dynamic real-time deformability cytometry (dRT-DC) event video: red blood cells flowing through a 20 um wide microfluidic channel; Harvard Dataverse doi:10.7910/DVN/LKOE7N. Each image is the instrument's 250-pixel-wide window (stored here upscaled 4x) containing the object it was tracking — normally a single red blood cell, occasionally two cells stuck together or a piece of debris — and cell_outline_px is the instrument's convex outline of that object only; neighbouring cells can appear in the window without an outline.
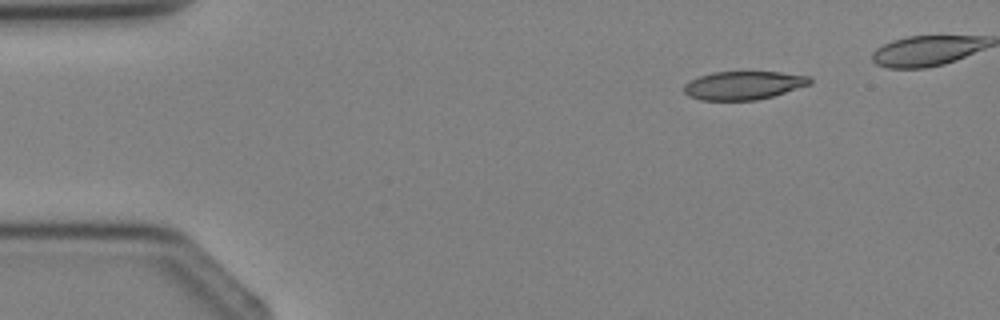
{"species": "Egyptian fruit bat (a non-hibernating species)", "species_latin": "Rousettus aegyptiacus", "temperature_condition": "cold", "stored_images_in_passage": 2, "camera_frame_rate_fps": 3000, "um_per_image_px": 0.085, "animal": {"sex": "female"}, "frame": {"image": 1, "passage_image": 1, "time_ms": 0.0, "image_size_px": [1000, 320], "cell_outline_px": [[812, 84], [772, 96], [756, 100], [700, 100], [688, 96], [684, 92], [684, 84], [700, 76], [712, 72], [780, 72], [812, 76]], "centroid_in_image_um": [63.23, 7.25], "position_along_channel_um": 21.8, "area_um2": 20.87}}